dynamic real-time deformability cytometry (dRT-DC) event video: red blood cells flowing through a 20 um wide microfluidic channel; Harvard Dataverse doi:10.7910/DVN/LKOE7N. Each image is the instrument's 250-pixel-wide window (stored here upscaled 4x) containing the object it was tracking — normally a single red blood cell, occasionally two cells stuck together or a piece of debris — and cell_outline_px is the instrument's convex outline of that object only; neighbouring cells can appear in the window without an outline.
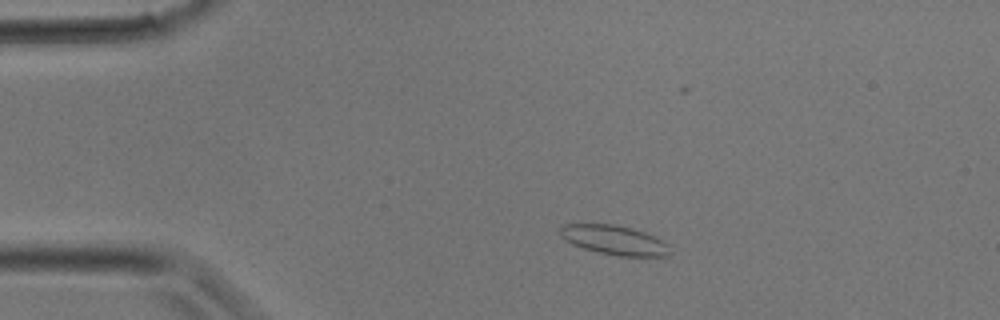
{"species": "common noctule bat (a hibernating species)", "species_latin": "Nyctalus noctula", "temperature_condition": "room temperature", "stored_images_in_passage": 28, "camera_frame_rate_fps": 3000, "um_per_image_px": 0.085, "animal": {"sex": "male", "body_mass_g": 17.9}, "frame": {"image": 1, "passage_image": 2, "time_ms": 0.333, "image_size_px": [1000, 320], "cell_outline_px": [[668, 256], [620, 256], [600, 252], [584, 248], [572, 244], [564, 240], [560, 236], [560, 228], [564, 224], [612, 224], [632, 228], [644, 232], [668, 244]], "centroid_in_image_um": [52.17, 20.4], "position_along_channel_um": 32.8, "area_um2": 18.5}}
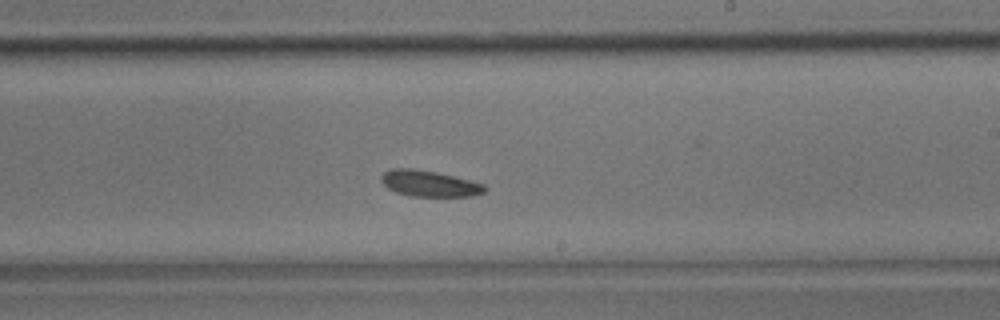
{"frame": {"image": 2, "passage_image": 15, "time_ms": 4.667, "image_size_px": [1000, 320], "cell_outline_px": [[488, 188], [484, 192], [472, 196], [412, 196], [396, 192], [388, 188], [380, 180], [380, 176], [388, 168], [416, 168], [436, 172], [472, 180], [484, 184]], "centroid_in_image_um": [36.49, 15.58], "position_along_channel_um": 252.5, "area_um2": 15.9}}
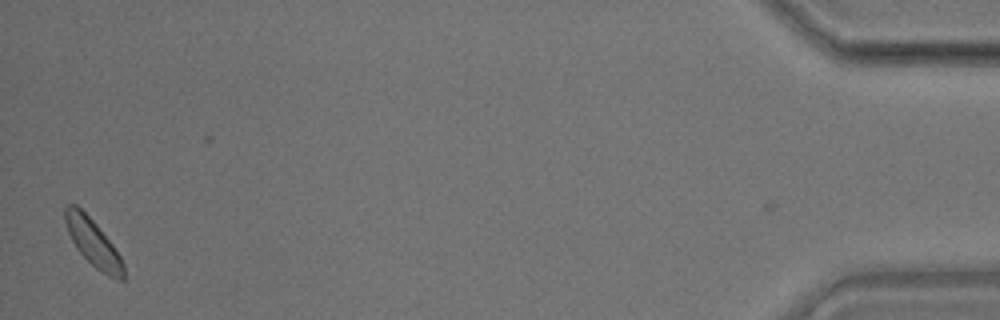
{"frame": {"image": 3, "passage_image": 28, "time_ms": 9.0, "image_size_px": [1000, 320], "cell_outline_px": [[124, 280], [116, 280], [100, 272], [76, 248], [68, 232], [64, 220], [64, 208], [68, 204], [76, 204], [96, 224], [112, 244], [120, 256], [124, 264]], "centroid_in_image_um": [7.91, 20.64], "position_along_channel_um": 427.3, "area_um2": 15.9}}